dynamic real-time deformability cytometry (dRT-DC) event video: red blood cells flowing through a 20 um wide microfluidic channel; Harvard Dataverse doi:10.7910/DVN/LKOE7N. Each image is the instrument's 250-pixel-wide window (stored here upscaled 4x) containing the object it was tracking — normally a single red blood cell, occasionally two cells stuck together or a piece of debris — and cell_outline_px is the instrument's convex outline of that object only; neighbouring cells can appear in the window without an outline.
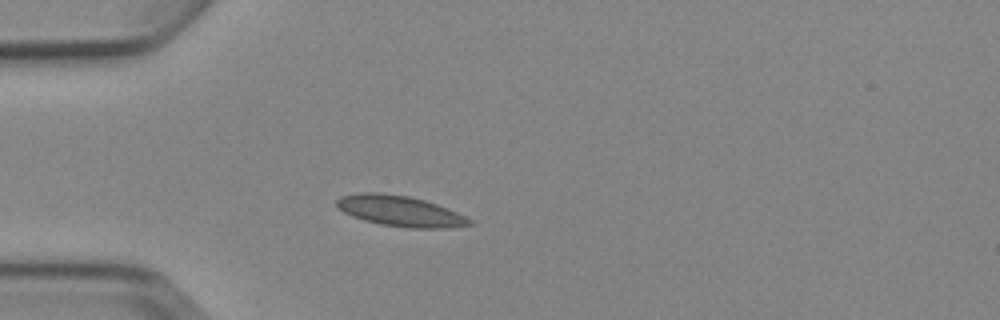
{"species": "Egyptian fruit bat (a non-hibernating species)", "species_latin": "Rousettus aegyptiacus", "temperature_condition": "cold", "stored_images_in_passage": 3, "camera_frame_rate_fps": 3000, "um_per_image_px": 0.085, "animal": {"sex": "female"}, "frame": {"image": 1, "passage_image": 3, "time_ms": 3.0, "image_size_px": [1000, 320], "cell_outline_px": [[476, 224], [448, 228], [408, 228], [380, 224], [364, 220], [352, 216], [336, 208], [336, 200], [340, 196], [360, 192], [384, 192], [408, 196], [424, 200], [448, 208], [472, 220]], "centroid_in_image_um": [33.99, 17.93], "position_along_channel_um": 51.0, "area_um2": 23.93}}